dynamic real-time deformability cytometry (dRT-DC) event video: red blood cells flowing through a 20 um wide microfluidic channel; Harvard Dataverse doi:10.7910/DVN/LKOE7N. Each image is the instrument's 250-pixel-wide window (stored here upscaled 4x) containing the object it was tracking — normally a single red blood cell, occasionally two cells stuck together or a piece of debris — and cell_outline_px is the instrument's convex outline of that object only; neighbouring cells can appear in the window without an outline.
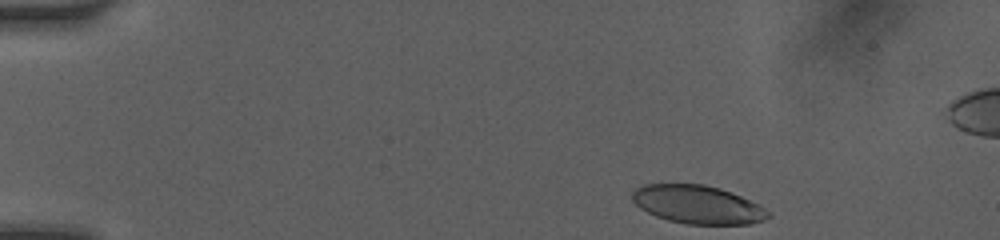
{"species": "human", "species_latin": "Homo sapiens", "temperature_condition": "room temperature", "stored_images_in_passage": 23, "camera_frame_rate_fps": 3000, "um_per_image_px": 0.085, "donor": {"sex": "female"}, "frame": {"image": 1, "passage_image": 1, "time_ms": 0.0, "image_size_px": [1000, 240], "cell_outline_px": [[772, 216], [764, 220], [752, 224], [688, 224], [668, 220], [656, 216], [640, 208], [632, 200], [632, 192], [636, 188], [644, 184], [704, 184], [720, 188], [732, 192], [772, 212]], "centroid_in_image_um": [59.31, 17.39], "position_along_channel_um": 25.7, "area_um2": 30.35}}
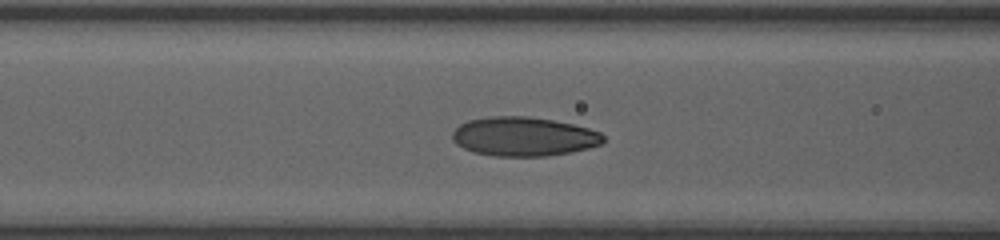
{"frame": {"image": 2, "passage_image": 12, "time_ms": 4.667, "image_size_px": [1000, 240], "cell_outline_px": [[604, 140], [600, 144], [588, 148], [572, 152], [548, 156], [496, 156], [472, 152], [456, 144], [452, 140], [452, 132], [460, 124], [468, 120], [488, 116], [528, 116], [552, 120], [572, 124], [588, 128], [600, 132], [604, 136]], "centroid_in_image_um": [44.49, 11.6], "position_along_channel_um": 122.1, "area_um2": 34.51}}
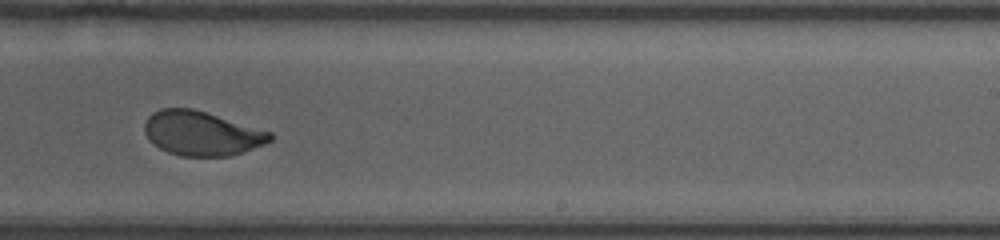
{"frame": {"image": 3, "passage_image": 21, "time_ms": 8.333, "image_size_px": [1000, 240], "cell_outline_px": [[272, 140], [264, 144], [228, 156], [180, 156], [168, 152], [152, 144], [148, 140], [144, 132], [144, 124], [148, 116], [152, 112], [160, 108], [192, 108], [272, 132]], "centroid_in_image_um": [17.08, 11.33], "position_along_channel_um": 271.9, "area_um2": 32.37}}